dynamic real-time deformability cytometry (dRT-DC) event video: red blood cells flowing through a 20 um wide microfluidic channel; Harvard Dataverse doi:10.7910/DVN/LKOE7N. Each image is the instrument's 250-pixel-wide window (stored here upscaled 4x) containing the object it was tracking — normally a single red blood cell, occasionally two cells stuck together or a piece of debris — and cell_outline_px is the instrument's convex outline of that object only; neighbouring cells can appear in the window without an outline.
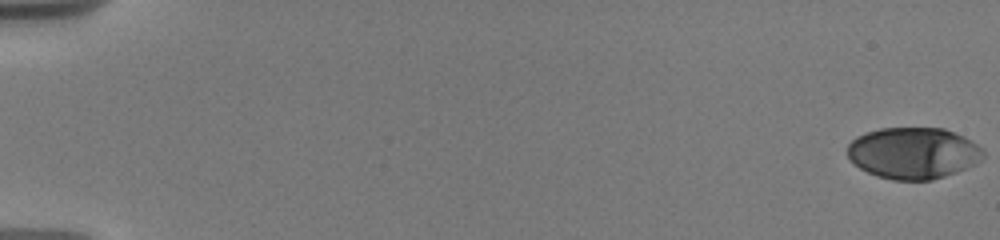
{"species": "human", "species_latin": "Homo sapiens", "temperature_condition": "warm", "stored_images_in_passage": 40, "camera_frame_rate_fps": 3000, "um_per_image_px": 0.085, "donor": {"sex": "male"}, "frame": {"image": 1, "passage_image": 1, "time_ms": 0.0, "image_size_px": [1000, 240], "cell_outline_px": [[984, 160], [976, 164], [956, 172], [932, 180], [892, 180], [876, 176], [860, 168], [848, 156], [848, 144], [856, 136], [880, 128], [944, 128], [964, 136], [972, 140], [984, 148]], "centroid_in_image_um": [77.68, 13.01], "position_along_channel_um": 7.3, "area_um2": 40.98}}
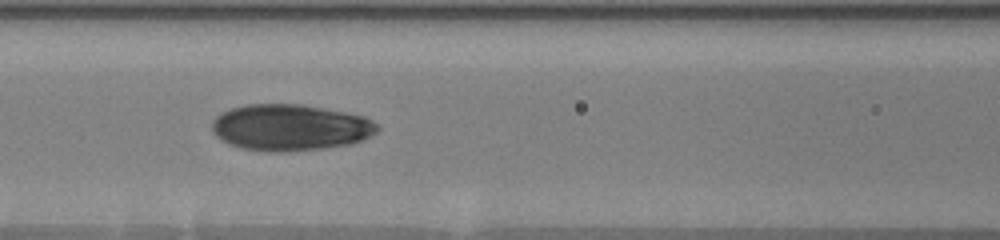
{"frame": {"image": 2, "passage_image": 19, "time_ms": 8.667, "image_size_px": [1000, 240], "cell_outline_px": [[380, 128], [376, 132], [364, 140], [348, 144], [320, 148], [280, 152], [268, 152], [244, 148], [232, 144], [216, 136], [212, 132], [212, 120], [216, 116], [232, 108], [248, 104], [300, 104], [324, 108], [364, 116], [372, 120]], "centroid_in_image_um": [24.68, 10.83], "position_along_channel_um": 141.9, "area_um2": 44.33}}
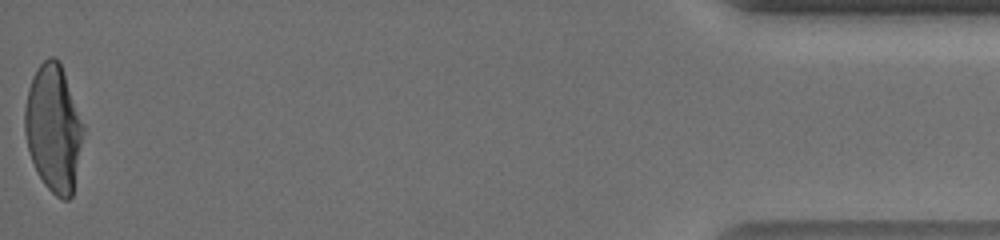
{"frame": {"image": 3, "passage_image": 40, "time_ms": 18.667, "image_size_px": [1000, 240], "cell_outline_px": [[84, 132], [72, 196], [68, 200], [64, 200], [56, 196], [44, 184], [36, 172], [28, 148], [24, 132], [24, 108], [28, 88], [32, 76], [36, 68], [48, 56], [52, 56], [60, 60], [84, 124]], "centroid_in_image_um": [4.54, 10.87], "position_along_channel_um": 430.7, "area_um2": 43.64}, "authors_computed_cell_mechanics": {"area_um2": 42.5986, "velocity_mm_per_s": 3.6895, "shape_relaxation_time_tau1_ms": 4.3719, "shape_relaxation_time_tau2_ms": 1.2427, "deformation_change_tau1": 0.1869, "deformation_change_tau2": 0.0561}}